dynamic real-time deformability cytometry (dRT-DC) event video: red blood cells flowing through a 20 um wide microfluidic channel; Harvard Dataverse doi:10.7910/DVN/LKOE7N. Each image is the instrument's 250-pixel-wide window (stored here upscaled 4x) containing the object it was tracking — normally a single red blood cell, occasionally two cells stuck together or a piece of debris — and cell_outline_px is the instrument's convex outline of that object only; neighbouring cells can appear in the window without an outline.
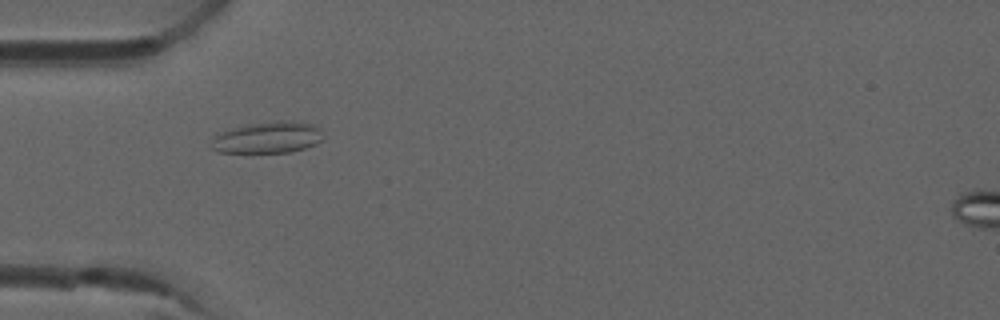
{"species": "common noctule bat (a hibernating species)", "species_latin": "Nyctalus noctula", "temperature_condition": "room temperature", "stored_images_in_passage": 7, "camera_frame_rate_fps": 3000, "um_per_image_px": 0.085, "animal": {"sex": "male", "forearm_length_mm": 52.5}, "frame": {"image": 1, "passage_image": 5, "time_ms": 1.333, "image_size_px": [1000, 320], "cell_outline_px": [[324, 140], [316, 144], [304, 148], [288, 152], [220, 152], [212, 148], [208, 144], [212, 136], [216, 132], [244, 124], [276, 120], [296, 120], [312, 124], [320, 128], [324, 136]], "centroid_in_image_um": [22.72, 11.65], "position_along_channel_um": 62.3, "area_um2": 21.21}}
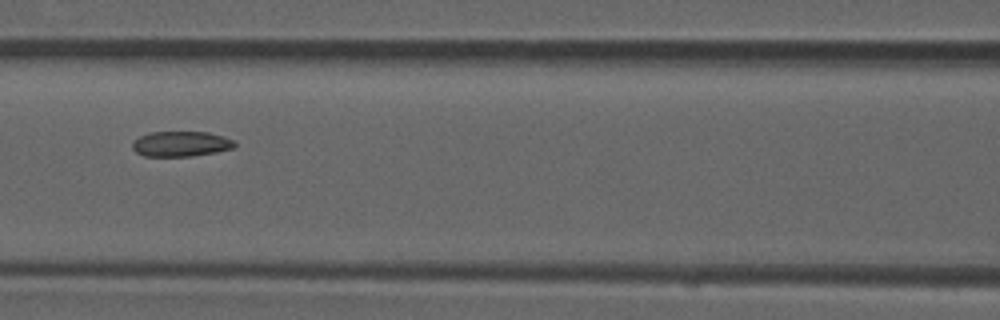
{"frame": {"image": 2, "passage_image": 7, "time_ms": 2.0, "image_size_px": [1000, 320], "cell_outline_px": [[236, 144], [232, 148], [216, 152], [192, 156], [144, 156], [136, 152], [132, 148], [132, 140], [148, 132], [208, 132], [224, 136], [236, 140]], "centroid_in_image_um": [15.37, 12.22], "position_along_channel_um": 151.2, "area_um2": 15.2}}